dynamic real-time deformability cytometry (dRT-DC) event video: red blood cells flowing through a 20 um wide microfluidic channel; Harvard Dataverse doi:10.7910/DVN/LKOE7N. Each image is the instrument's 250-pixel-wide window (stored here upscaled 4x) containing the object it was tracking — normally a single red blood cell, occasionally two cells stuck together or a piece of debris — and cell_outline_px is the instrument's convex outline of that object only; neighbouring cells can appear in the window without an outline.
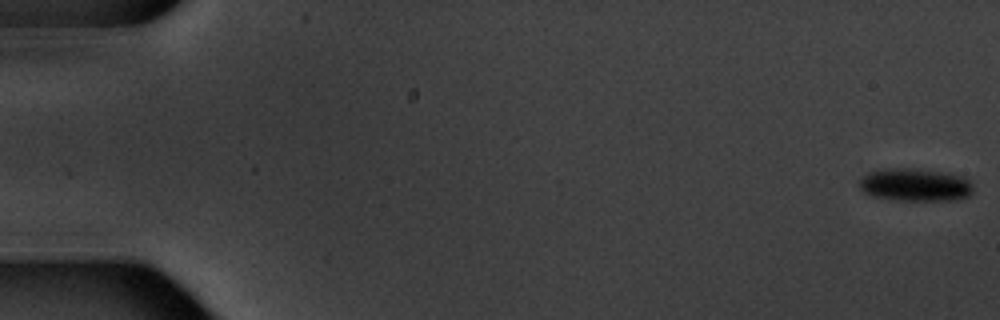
{"species": "common noctule bat (a hibernating species)", "species_latin": "Nyctalus noctula", "temperature_condition": "warm", "stored_images_in_passage": 6, "camera_frame_rate_fps": 3000, "um_per_image_px": 0.085, "animal": {"sex": "male", "body_mass_g": 20.1, "forearm_length_mm": 53.5}, "frame": {"image": 1, "passage_image": 1, "time_ms": 0.0, "image_size_px": [1000, 320], "cell_outline_px": [[972, 192], [968, 196], [952, 200], [896, 200], [872, 196], [864, 192], [860, 188], [860, 180], [868, 172], [884, 168], [916, 168], [940, 172], [960, 176], [968, 180], [972, 184]], "centroid_in_image_um": [77.75, 15.71], "position_along_channel_um": 7.2, "area_um2": 21.62}}
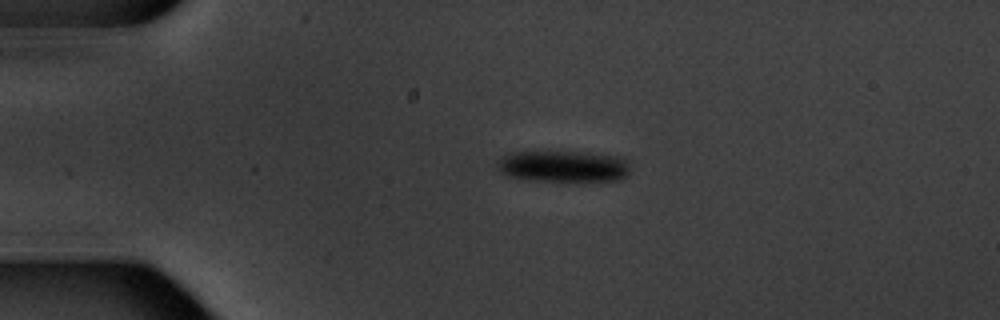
{"frame": {"image": 2, "passage_image": 4, "time_ms": 4.333, "image_size_px": [1000, 320], "cell_outline_px": [[628, 176], [620, 180], [528, 180], [508, 176], [500, 172], [496, 168], [496, 160], [512, 152], [532, 148], [588, 152], [620, 156], [628, 164]], "centroid_in_image_um": [47.78, 14.07], "position_along_channel_um": 37.2, "area_um2": 25.37}}
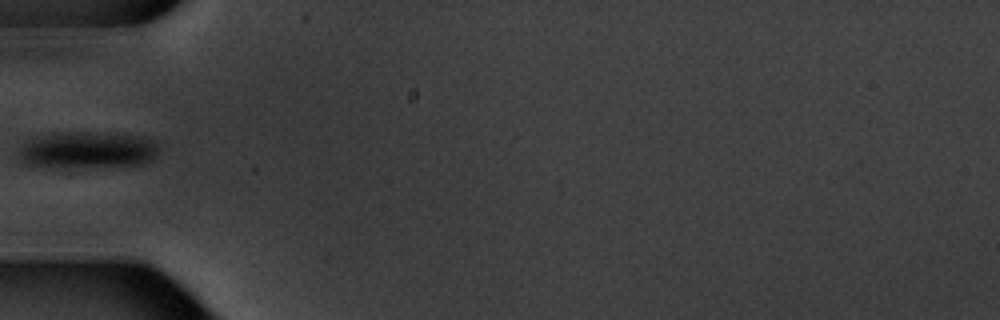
{"frame": {"image": 3, "passage_image": 6, "time_ms": 6.667, "image_size_px": [1000, 320], "cell_outline_px": [[160, 140], [156, 156], [152, 160], [144, 164], [44, 168], [40, 168], [28, 164], [20, 156], [20, 148], [24, 144], [32, 140], [44, 136], [68, 132], [88, 132], [144, 136]], "centroid_in_image_um": [7.55, 12.76], "position_along_channel_um": 77.5, "area_um2": 29.77}}